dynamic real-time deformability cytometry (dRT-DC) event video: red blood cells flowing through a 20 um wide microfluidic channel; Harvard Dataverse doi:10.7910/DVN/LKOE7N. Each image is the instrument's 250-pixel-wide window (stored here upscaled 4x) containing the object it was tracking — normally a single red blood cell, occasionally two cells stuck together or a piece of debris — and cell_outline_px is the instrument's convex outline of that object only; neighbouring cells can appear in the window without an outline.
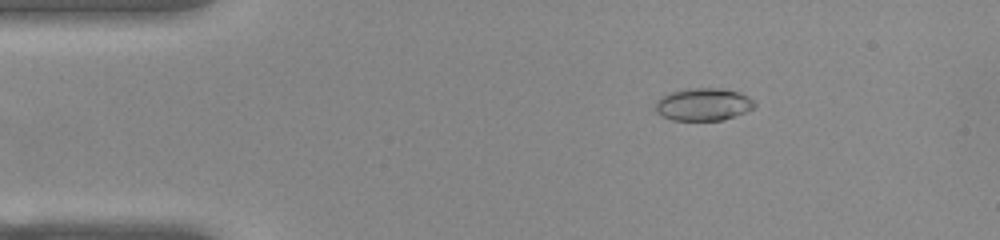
{"species": "common noctule bat (a hibernating species)", "species_latin": "Nyctalus noctula", "temperature_condition": "warm", "stored_images_in_passage": 48, "camera_frame_rate_fps": 3000, "um_per_image_px": 0.085, "animal": {"sex": "female", "body_mass_g": 22.0, "forearm_length_mm": 56.7}, "frame": {"image": 1, "passage_image": 4, "time_ms": 1.0, "image_size_px": [1000, 240], "cell_outline_px": [[756, 104], [752, 108], [744, 112], [720, 120], [672, 120], [656, 112], [656, 104], [660, 96], [672, 92], [696, 88], [716, 88], [740, 92], [748, 96]], "centroid_in_image_um": [59.77, 8.87], "position_along_channel_um": 25.2, "area_um2": 18.38}}
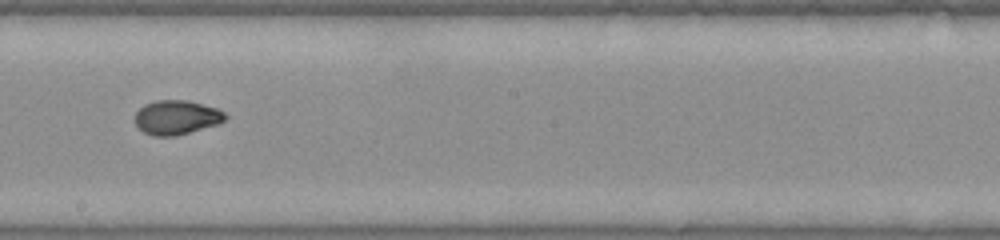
{"frame": {"image": 2, "passage_image": 25, "time_ms": 8.0, "image_size_px": [1000, 240], "cell_outline_px": [[228, 116], [224, 120], [216, 124], [176, 136], [152, 136], [144, 132], [136, 124], [136, 112], [144, 104], [156, 100], [188, 100], [216, 108], [224, 112]], "centroid_in_image_um": [14.99, 9.97], "position_along_channel_um": 233.2, "area_um2": 17.86}}
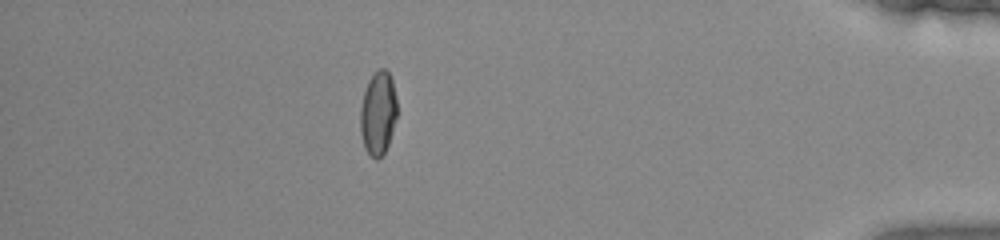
{"frame": {"image": 3, "passage_image": 42, "time_ms": 13.667, "image_size_px": [1000, 240], "cell_outline_px": [[396, 116], [392, 132], [388, 144], [384, 152], [376, 160], [364, 148], [360, 132], [360, 108], [364, 92], [368, 80], [380, 68], [384, 68], [388, 72], [392, 80], [396, 100]], "centroid_in_image_um": [32.12, 9.62], "position_along_channel_um": 403.1, "area_um2": 17.69}, "authors_computed_cell_mechanics": {"area_um2": 18.0914, "velocity_mm_per_s": 3.8595, "shape_relaxation_time_tau1_ms": 6.0006, "shape_relaxation_time_tau2_ms": 1.4527, "deformation_change_tau1": 0.1965, "deformation_change_tau2": 0.0428}}